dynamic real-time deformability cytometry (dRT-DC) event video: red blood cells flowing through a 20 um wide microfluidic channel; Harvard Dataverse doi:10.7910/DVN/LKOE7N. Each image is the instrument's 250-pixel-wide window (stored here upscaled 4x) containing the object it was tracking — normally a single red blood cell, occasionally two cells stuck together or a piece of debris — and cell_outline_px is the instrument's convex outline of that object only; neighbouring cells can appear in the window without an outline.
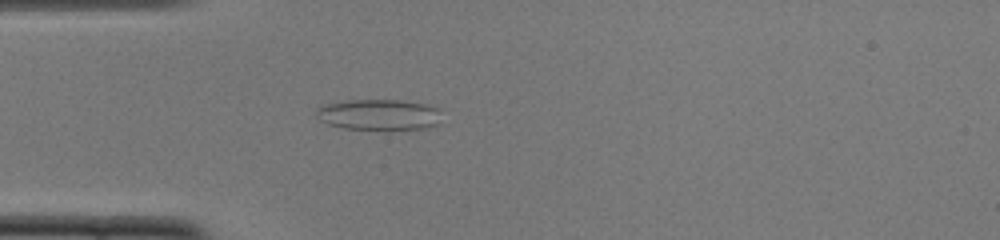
{"species": "common noctule bat (a hibernating species)", "species_latin": "Nyctalus noctula", "temperature_condition": "cold", "stored_images_in_passage": 51, "camera_frame_rate_fps": 3000, "um_per_image_px": 0.085, "animal": {"sex": "female", "body_mass_g": 22.0, "forearm_length_mm": 56.7}, "frame": {"image": 1, "passage_image": 14, "time_ms": 4.333, "image_size_px": [1000, 240], "cell_outline_px": [[440, 124], [428, 128], [344, 128], [328, 124], [320, 120], [316, 116], [316, 112], [320, 104], [348, 100], [400, 100], [424, 104], [440, 108]], "centroid_in_image_um": [32.2, 9.72], "position_along_channel_um": 52.8, "area_um2": 22.37}}
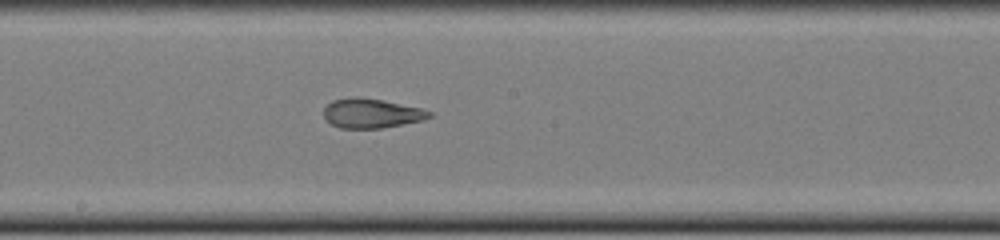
{"frame": {"image": 2, "passage_image": 27, "time_ms": 8.667, "image_size_px": [1000, 240], "cell_outline_px": [[432, 116], [424, 120], [380, 128], [340, 128], [332, 124], [324, 116], [324, 108], [332, 100], [348, 96], [360, 96], [384, 100], [420, 108], [432, 112]], "centroid_in_image_um": [31.56, 9.61], "position_along_channel_um": 216.6, "area_um2": 18.21}}
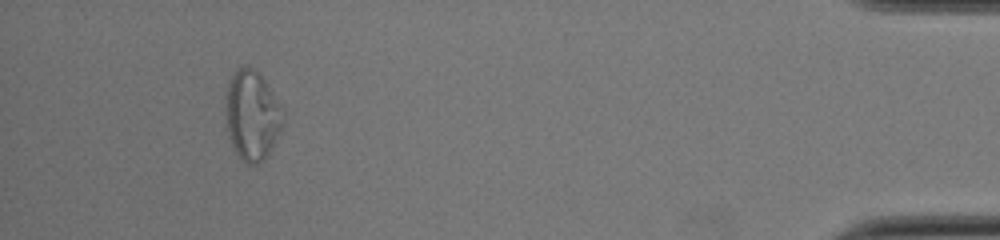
{"frame": {"image": 3, "passage_image": 47, "time_ms": 15.333, "image_size_px": [1000, 240], "cell_outline_px": [[284, 112], [280, 128], [264, 160], [256, 164], [248, 164], [236, 152], [228, 136], [224, 104], [224, 92], [232, 72], [236, 68], [244, 64], [248, 64], [256, 68], [260, 72]], "centroid_in_image_um": [21.36, 9.69], "position_along_channel_um": 413.8, "area_um2": 30.23}, "authors_computed_cell_mechanics": {"area_um2": 23.7558, "velocity_mm_per_s": 3.9201, "shape_relaxation_time_tau1_ms": null, "shape_relaxation_time_tau2_ms": 1.4945, "deformation_change_tau1": null, "deformation_change_tau2": 0.0915}}